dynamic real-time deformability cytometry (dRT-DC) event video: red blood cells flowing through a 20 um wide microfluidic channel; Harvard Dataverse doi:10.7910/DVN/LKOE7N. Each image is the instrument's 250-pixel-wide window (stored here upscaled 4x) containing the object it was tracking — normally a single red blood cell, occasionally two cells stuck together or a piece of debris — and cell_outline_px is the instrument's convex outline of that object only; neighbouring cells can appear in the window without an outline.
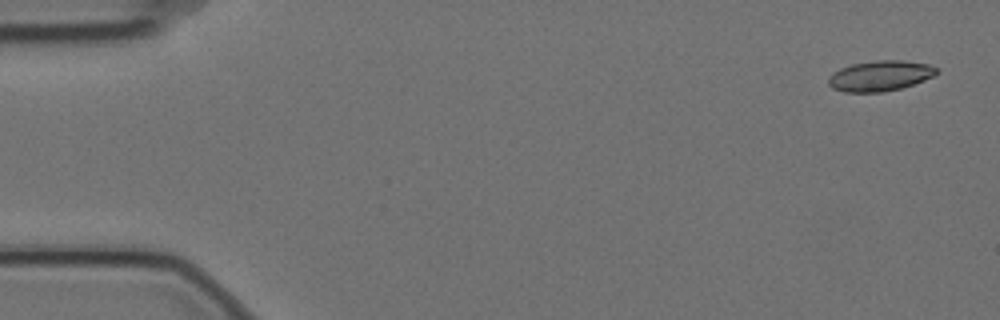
{"species": "Egyptian fruit bat (a non-hibernating species)", "species_latin": "Rousettus aegyptiacus", "temperature_condition": "cold", "stored_images_in_passage": 5, "camera_frame_rate_fps": 3000, "um_per_image_px": 0.085, "animal": {"sex": "female"}, "frame": {"image": 1, "passage_image": 1, "time_ms": 0.0, "image_size_px": [1000, 320], "cell_outline_px": [[940, 72], [924, 80], [900, 88], [884, 92], [844, 92], [832, 88], [828, 84], [828, 76], [832, 72], [840, 68], [852, 64], [876, 60], [900, 60], [928, 64], [940, 68]], "centroid_in_image_um": [74.79, 6.44], "position_along_channel_um": 10.2, "area_um2": 19.31}}
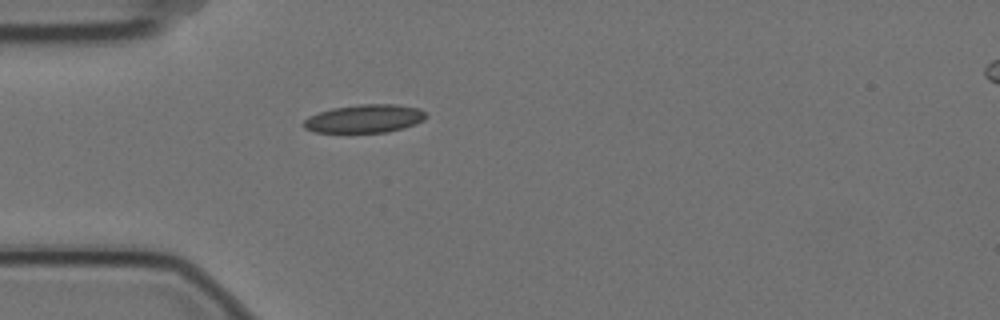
{"frame": {"image": 2, "passage_image": 5, "time_ms": 1.333, "image_size_px": [1000, 320], "cell_outline_px": [[428, 116], [424, 120], [416, 124], [404, 128], [388, 132], [316, 132], [304, 128], [300, 124], [308, 116], [332, 108], [360, 104], [396, 104], [420, 108], [428, 112]], "centroid_in_image_um": [31.03, 10.08], "position_along_channel_um": 54.0, "area_um2": 20.4}}